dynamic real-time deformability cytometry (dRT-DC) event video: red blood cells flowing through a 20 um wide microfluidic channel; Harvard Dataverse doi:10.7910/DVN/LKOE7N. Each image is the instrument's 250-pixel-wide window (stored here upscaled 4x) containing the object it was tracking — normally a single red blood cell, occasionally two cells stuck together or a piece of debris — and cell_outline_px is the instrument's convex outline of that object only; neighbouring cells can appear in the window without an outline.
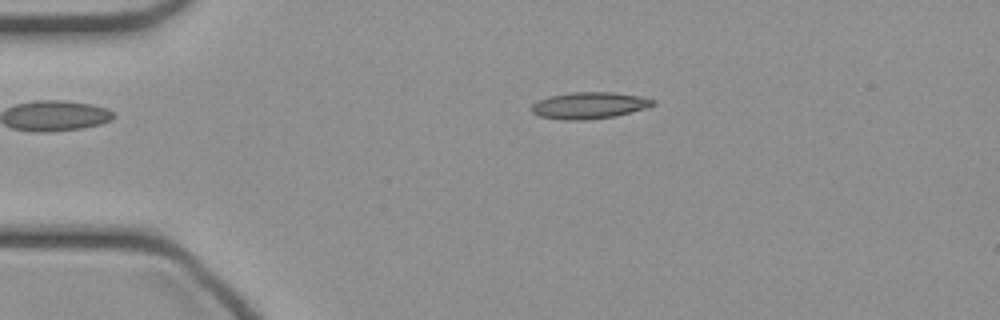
{"species": "common noctule bat (a hibernating species)", "species_latin": "Nyctalus noctula", "temperature_condition": "cold", "stored_images_in_passage": 46, "camera_frame_rate_fps": 3000, "um_per_image_px": 0.085, "animal": {"sex": "female", "body_mass_g": 21.9}, "frame": {"image": 1, "passage_image": 9, "time_ms": 2.667, "image_size_px": [1000, 320], "cell_outline_px": [[656, 104], [644, 108], [616, 116], [584, 120], [564, 120], [540, 116], [532, 112], [528, 108], [532, 104], [548, 96], [572, 92], [612, 92], [640, 96], [656, 100]], "centroid_in_image_um": [50.06, 8.96], "position_along_channel_um": 34.9, "area_um2": 18.84}}
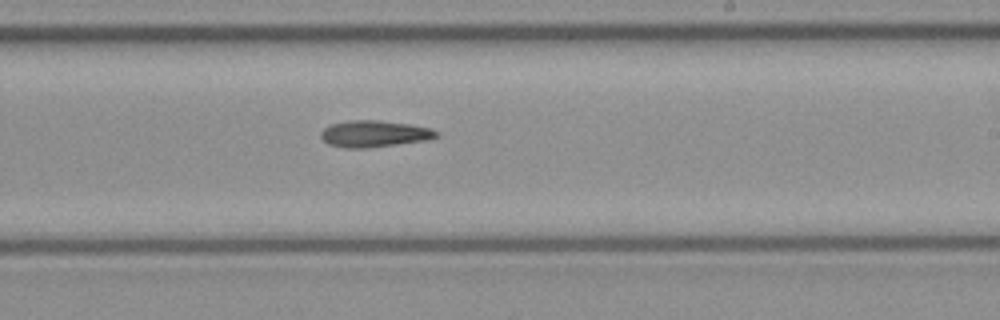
{"frame": {"image": 2, "passage_image": 27, "time_ms": 8.667, "image_size_px": [1000, 320], "cell_outline_px": [[440, 136], [428, 140], [368, 148], [344, 148], [328, 144], [320, 136], [320, 132], [324, 128], [332, 124], [348, 120], [380, 120], [408, 124], [432, 128], [440, 132]], "centroid_in_image_um": [31.84, 11.37], "position_along_channel_um": 257.2, "area_um2": 18.09}}
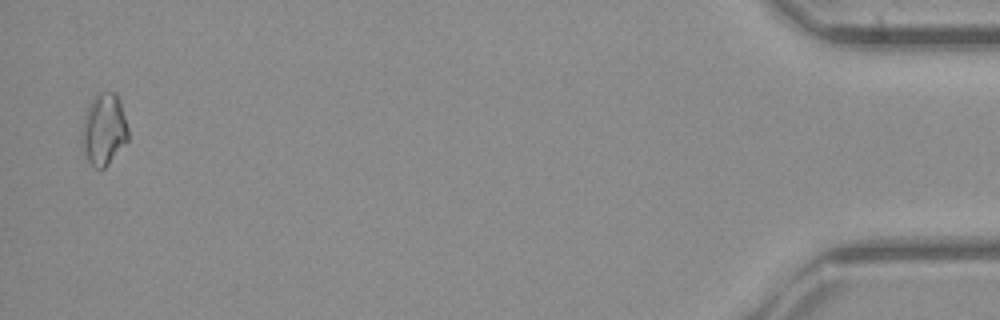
{"frame": {"image": 3, "passage_image": 45, "time_ms": 14.667, "image_size_px": [1000, 320], "cell_outline_px": [[128, 140], [108, 164], [100, 172], [92, 168], [88, 164], [80, 148], [80, 132], [84, 116], [88, 104], [96, 92], [116, 92], [120, 100], [128, 128]], "centroid_in_image_um": [8.77, 11.04], "position_along_channel_um": 426.4, "area_um2": 20.23}}